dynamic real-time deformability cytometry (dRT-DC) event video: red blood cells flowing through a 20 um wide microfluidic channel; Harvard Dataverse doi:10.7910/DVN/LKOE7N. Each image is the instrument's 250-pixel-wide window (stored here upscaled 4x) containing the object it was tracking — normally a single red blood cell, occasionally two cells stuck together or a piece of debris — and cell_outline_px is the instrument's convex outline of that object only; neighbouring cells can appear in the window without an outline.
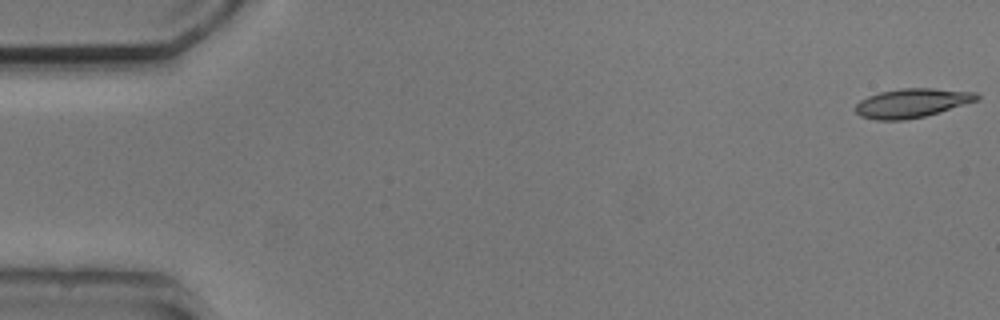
{"species": "common noctule bat (a hibernating species)", "species_latin": "Nyctalus noctula", "temperature_condition": "cold", "stored_images_in_passage": 4, "camera_frame_rate_fps": 3000, "um_per_image_px": 0.085, "animal": {"sex": "male", "body_mass_g": 20.5, "forearm_length_mm": 52.5}, "frame": {"image": 1, "passage_image": 1, "time_ms": 0.0, "image_size_px": [1000, 320], "cell_outline_px": [[980, 100], [940, 112], [924, 116], [904, 120], [876, 120], [860, 116], [852, 108], [860, 100], [868, 96], [880, 92], [900, 88], [932, 88], [976, 92], [980, 96]], "centroid_in_image_um": [77.51, 8.76], "position_along_channel_um": 7.5, "area_um2": 20.75}}
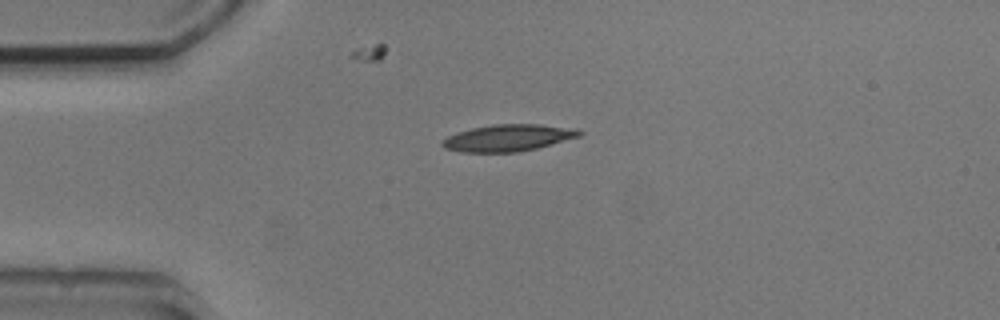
{"frame": {"image": 2, "passage_image": 4, "time_ms": 4.0, "image_size_px": [1000, 320], "cell_outline_px": [[584, 132], [580, 136], [536, 148], [516, 152], [460, 152], [444, 148], [440, 144], [448, 136], [456, 132], [472, 128], [496, 124], [540, 124], [576, 128]], "centroid_in_image_um": [43.19, 11.71], "position_along_channel_um": 41.8, "area_um2": 21.33}}